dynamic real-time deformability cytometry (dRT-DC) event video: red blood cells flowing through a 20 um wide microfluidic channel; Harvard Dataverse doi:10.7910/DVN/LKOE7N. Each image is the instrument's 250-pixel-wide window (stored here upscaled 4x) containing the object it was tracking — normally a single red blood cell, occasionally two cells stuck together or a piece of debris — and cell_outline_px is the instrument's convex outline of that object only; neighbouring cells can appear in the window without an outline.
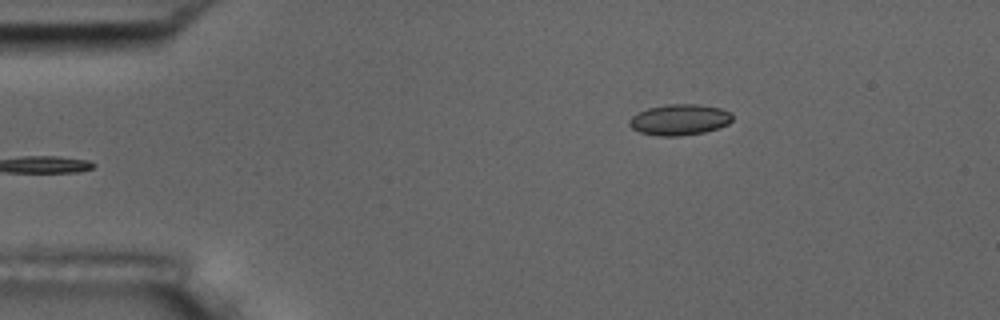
{"species": "common noctule bat (a hibernating species)", "species_latin": "Nyctalus noctula", "temperature_condition": "room temperature", "stored_images_in_passage": 7, "camera_frame_rate_fps": 3000, "um_per_image_px": 0.085, "animal": {"sex": "male", "body_mass_g": 17.5, "forearm_length_mm": 52.3}, "frame": {"image": 1, "passage_image": 1, "time_ms": 0.0, "image_size_px": [1000, 320], "cell_outline_px": [[732, 120], [728, 124], [720, 128], [704, 132], [680, 136], [660, 136], [640, 132], [632, 128], [628, 124], [628, 120], [636, 112], [648, 108], [668, 104], [696, 104], [720, 108], [732, 112]], "centroid_in_image_um": [57.76, 10.17], "position_along_channel_um": 27.2, "area_um2": 18.73}}